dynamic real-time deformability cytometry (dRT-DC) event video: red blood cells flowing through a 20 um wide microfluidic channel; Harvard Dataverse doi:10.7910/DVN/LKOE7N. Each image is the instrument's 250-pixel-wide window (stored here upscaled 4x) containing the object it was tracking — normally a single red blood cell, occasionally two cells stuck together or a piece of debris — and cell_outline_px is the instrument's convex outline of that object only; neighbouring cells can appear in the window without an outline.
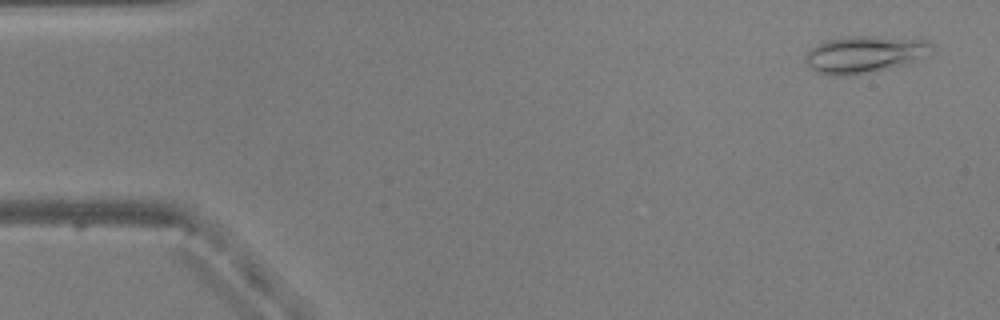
{"species": "common noctule bat (a hibernating species)", "species_latin": "Nyctalus noctula", "temperature_condition": "warm", "stored_images_in_passage": 52, "camera_frame_rate_fps": 3000, "um_per_image_px": 0.085, "animal": {"sex": "male", "body_mass_g": 20.5, "forearm_length_mm": 52.5}, "frame": {"image": 1, "passage_image": 3, "time_ms": 0.667, "image_size_px": [1000, 320], "cell_outline_px": [[932, 44], [920, 60], [912, 64], [888, 68], [836, 76], [832, 76], [816, 72], [808, 64], [804, 56], [816, 44], [824, 40], [852, 36], [872, 36], [928, 40]], "centroid_in_image_um": [73.47, 4.61], "position_along_channel_um": 11.5, "area_um2": 26.76}}
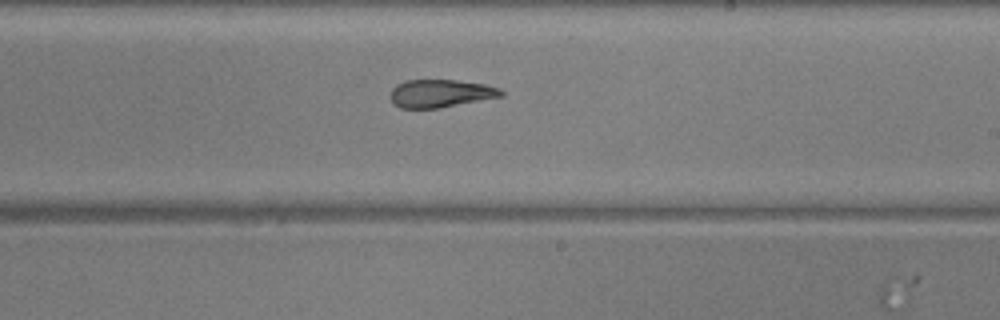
{"frame": {"image": 2, "passage_image": 31, "time_ms": 10.0, "image_size_px": [1000, 320], "cell_outline_px": [[504, 96], [440, 108], [400, 108], [392, 104], [388, 96], [392, 88], [396, 84], [404, 80], [456, 80], [484, 84], [500, 88], [504, 92]], "centroid_in_image_um": [37.4, 7.94], "position_along_channel_um": 251.6, "area_um2": 18.32}}
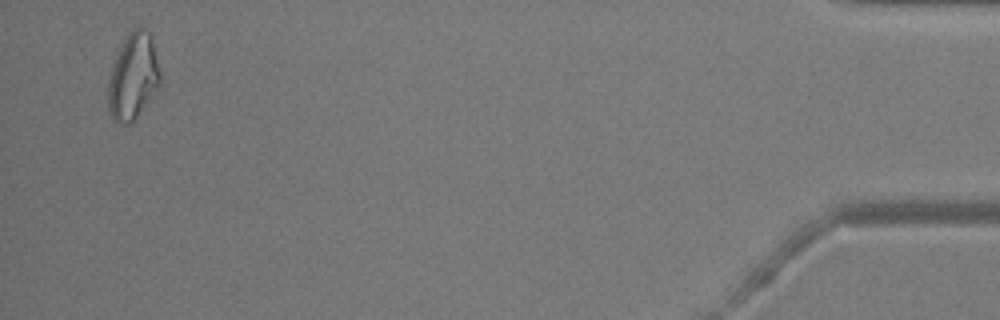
{"frame": {"image": 3, "passage_image": 51, "time_ms": 16.667, "image_size_px": [1000, 320], "cell_outline_px": [[160, 84], [156, 92], [132, 124], [120, 124], [112, 120], [108, 108], [108, 72], [124, 36], [132, 28], [144, 28], [152, 36], [160, 72]], "centroid_in_image_um": [11.29, 6.51], "position_along_channel_um": 423.9, "area_um2": 26.88}, "authors_computed_cell_mechanics": {"area_um2": 21.1548, "velocity_mm_per_s": 3.8565, "shape_relaxation_time_tau1_ms": null, "shape_relaxation_time_tau2_ms": 2.1547, "deformation_change_tau1": null, "deformation_change_tau2": 0.0796}}